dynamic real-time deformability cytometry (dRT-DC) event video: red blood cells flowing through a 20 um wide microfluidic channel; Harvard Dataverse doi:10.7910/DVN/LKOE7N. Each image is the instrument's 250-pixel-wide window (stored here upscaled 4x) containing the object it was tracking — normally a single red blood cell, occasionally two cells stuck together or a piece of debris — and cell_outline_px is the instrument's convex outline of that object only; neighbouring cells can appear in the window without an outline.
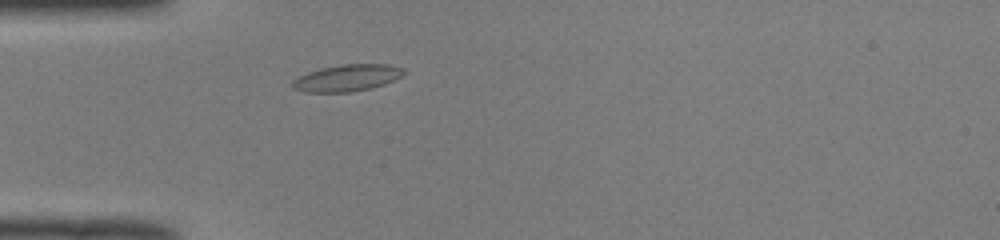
{"species": "common noctule bat (a hibernating species)", "species_latin": "Nyctalus noctula", "temperature_condition": "room temperature", "stored_images_in_passage": 41, "camera_frame_rate_fps": 3000, "um_per_image_px": 0.085, "animal": {"sex": "male", "body_mass_g": 19.0, "forearm_length_mm": 50.8}, "frame": {"image": 1, "passage_image": 6, "time_ms": 1.667, "image_size_px": [1000, 240], "cell_outline_px": [[408, 72], [384, 84], [372, 88], [352, 92], [304, 92], [292, 88], [292, 80], [308, 72], [320, 68], [340, 64], [388, 64], [404, 68]], "centroid_in_image_um": [29.5, 6.62], "position_along_channel_um": 55.5, "area_um2": 17.46}}
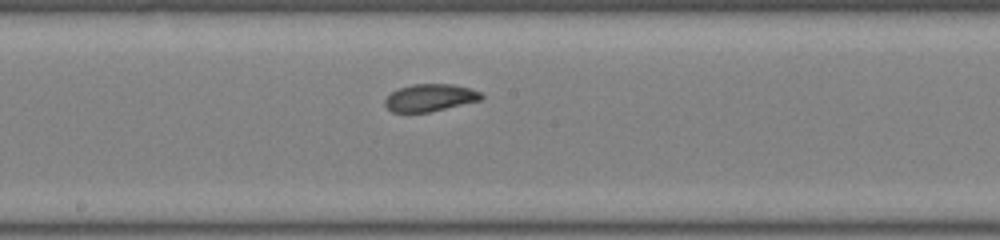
{"frame": {"image": 2, "passage_image": 18, "time_ms": 5.667, "image_size_px": [1000, 240], "cell_outline_px": [[484, 96], [480, 100], [428, 112], [392, 112], [384, 104], [384, 100], [392, 92], [400, 88], [412, 84], [452, 84], [468, 88], [480, 92]], "centroid_in_image_um": [36.53, 8.3], "position_along_channel_um": 211.7, "area_um2": 15.09}}
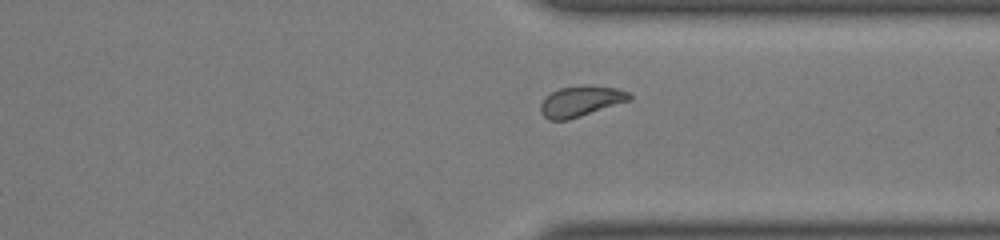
{"frame": {"image": 3, "passage_image": 29, "time_ms": 9.333, "image_size_px": [1000, 240], "cell_outline_px": [[632, 100], [568, 120], [548, 120], [540, 112], [540, 104], [544, 96], [560, 88], [584, 84], [588, 84], [616, 88], [628, 92], [632, 96]], "centroid_in_image_um": [49.36, 8.59], "position_along_channel_um": 362.0, "area_um2": 16.13}, "authors_computed_cell_mechanics": {"area_um2": 16.0684, "velocity_mm_per_s": 4.0768, "shape_relaxation_time_tau1_ms": 3.0263, "shape_relaxation_time_tau2_ms": 3.0573, "deformation_change_tau1": 0.1098, "deformation_change_tau2": 0.0734}}